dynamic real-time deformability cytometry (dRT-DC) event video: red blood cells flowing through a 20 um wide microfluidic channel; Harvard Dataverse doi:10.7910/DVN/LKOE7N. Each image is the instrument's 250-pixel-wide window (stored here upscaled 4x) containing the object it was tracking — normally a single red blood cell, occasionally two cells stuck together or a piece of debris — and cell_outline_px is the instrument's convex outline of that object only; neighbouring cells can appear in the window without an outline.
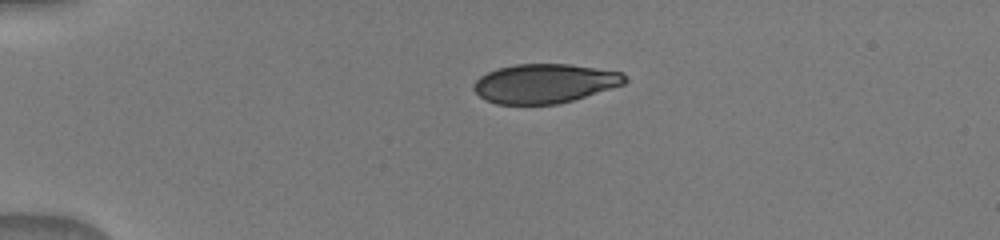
{"species": "human", "species_latin": "Homo sapiens", "temperature_condition": "warm", "stored_images_in_passage": 37, "camera_frame_rate_fps": 3000, "um_per_image_px": 0.085, "donor": {"sex": "male"}, "frame": {"image": 1, "passage_image": 1, "time_ms": 0.0, "image_size_px": [1000, 240], "cell_outline_px": [[628, 80], [624, 84], [612, 88], [572, 100], [556, 104], [496, 104], [484, 100], [472, 88], [472, 84], [480, 76], [496, 68], [516, 64], [568, 64], [624, 72]], "centroid_in_image_um": [46.28, 7.09], "position_along_channel_um": 38.7, "area_um2": 34.62}}
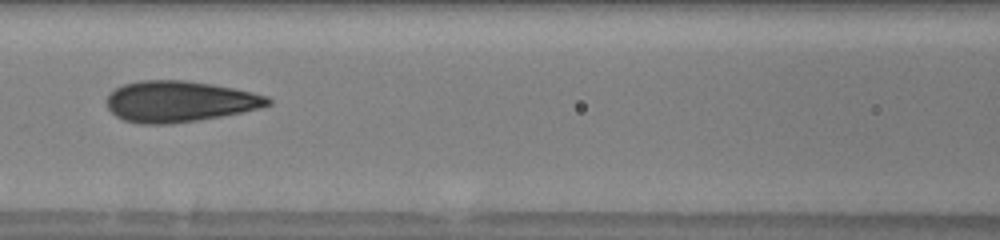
{"frame": {"image": 2, "passage_image": 11, "time_ms": 4.0, "image_size_px": [1000, 240], "cell_outline_px": [[272, 104], [240, 112], [220, 116], [172, 124], [140, 124], [124, 120], [116, 116], [108, 108], [108, 96], [116, 88], [124, 84], [140, 80], [184, 80], [212, 84], [236, 88], [268, 96], [272, 100]], "centroid_in_image_um": [15.26, 8.62], "position_along_channel_um": 151.3, "area_um2": 38.32}}
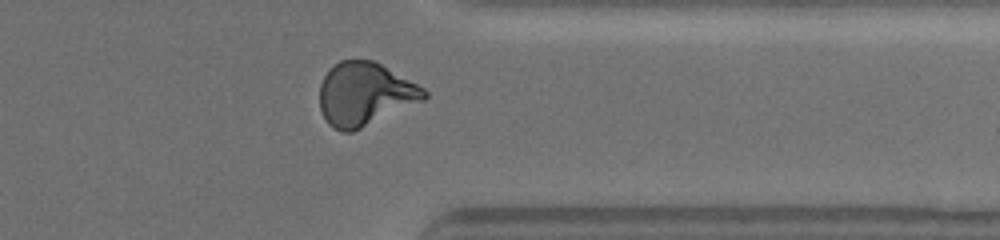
{"frame": {"image": 3, "passage_image": 28, "time_ms": 9.667, "image_size_px": [1000, 240], "cell_outline_px": [[428, 96], [424, 100], [352, 132], [344, 132], [332, 128], [328, 124], [320, 108], [320, 84], [324, 76], [340, 60], [376, 60], [424, 88], [428, 92]], "centroid_in_image_um": [31.03, 7.99], "position_along_channel_um": 380.4, "area_um2": 38.38}}